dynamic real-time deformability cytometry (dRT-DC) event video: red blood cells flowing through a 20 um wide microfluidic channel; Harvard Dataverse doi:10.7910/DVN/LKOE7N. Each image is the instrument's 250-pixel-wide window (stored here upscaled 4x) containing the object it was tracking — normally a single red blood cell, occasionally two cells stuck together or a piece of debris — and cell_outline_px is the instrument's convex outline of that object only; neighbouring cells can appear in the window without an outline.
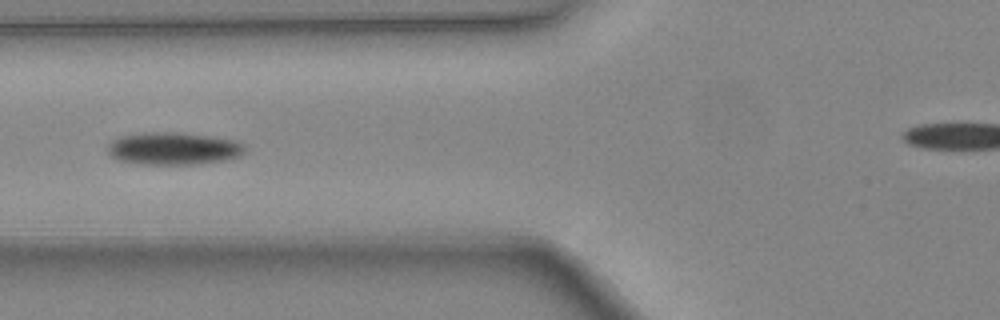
{"species": "common noctule bat (a hibernating species)", "species_latin": "Nyctalus noctula", "temperature_condition": "warm", "stored_images_in_passage": 6, "camera_frame_rate_fps": 3000, "um_per_image_px": 0.085, "animal": {"sex": "female", "body_mass_g": 24.6, "forearm_length_mm": 56.2}, "frame": {"image": 1, "passage_image": 5, "time_ms": 1.333, "image_size_px": [1000, 320], "cell_outline_px": [[244, 152], [240, 156], [228, 160], [196, 164], [144, 164], [120, 160], [112, 156], [108, 152], [108, 144], [112, 140], [120, 136], [144, 132], [176, 132], [208, 136], [232, 140], [244, 144]], "centroid_in_image_um": [14.74, 12.62], "position_along_channel_um": 111.1, "area_um2": 25.84}}
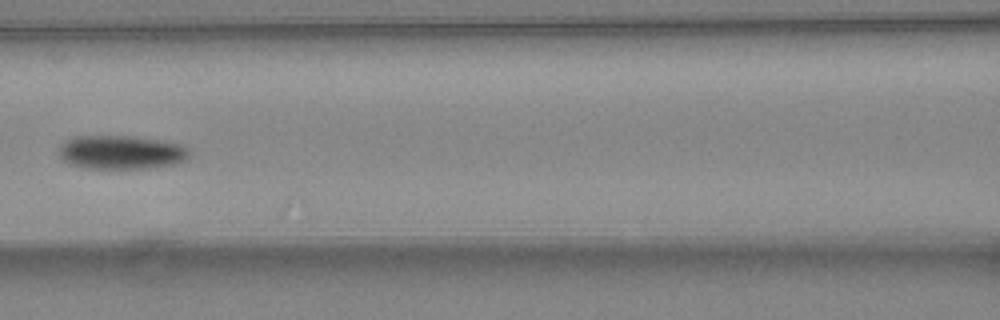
{"frame": {"image": 2, "passage_image": 6, "time_ms": 1.667, "image_size_px": [1000, 320], "cell_outline_px": [[192, 152], [188, 160], [176, 164], [148, 168], [84, 168], [68, 164], [60, 156], [60, 144], [64, 140], [72, 136], [132, 136], [180, 144], [188, 148]], "centroid_in_image_um": [10.31, 12.94], "position_along_channel_um": 156.3, "area_um2": 25.89}}